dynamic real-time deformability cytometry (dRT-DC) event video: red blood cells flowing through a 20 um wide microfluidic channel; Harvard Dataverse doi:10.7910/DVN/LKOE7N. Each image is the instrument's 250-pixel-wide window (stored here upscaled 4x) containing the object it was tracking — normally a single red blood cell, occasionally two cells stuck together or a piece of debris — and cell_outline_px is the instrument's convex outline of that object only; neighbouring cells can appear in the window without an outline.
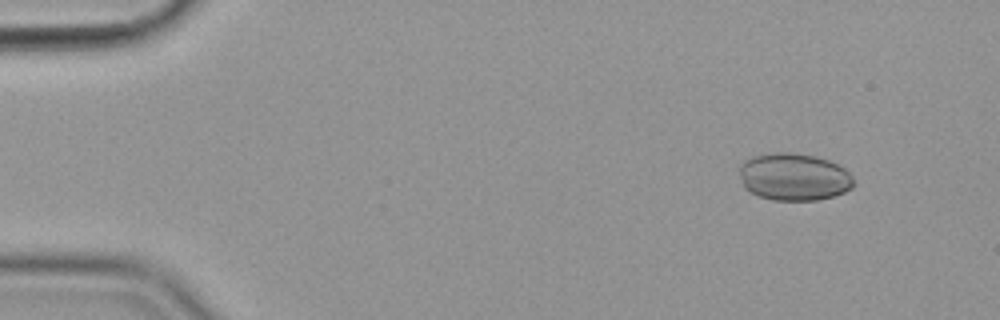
{"species": "common noctule bat (a hibernating species)", "species_latin": "Nyctalus noctula", "temperature_condition": "cold", "stored_images_in_passage": 55, "camera_frame_rate_fps": 3000, "um_per_image_px": 0.085, "animal": {"sex": "female", "body_mass_g": 19.9}, "frame": {"image": 1, "passage_image": 5, "time_ms": 1.333, "image_size_px": [1000, 320], "cell_outline_px": [[852, 188], [844, 192], [832, 196], [816, 200], [772, 200], [760, 196], [744, 188], [740, 176], [740, 164], [744, 160], [752, 156], [776, 152], [792, 152], [816, 156], [840, 164], [852, 176]], "centroid_in_image_um": [67.47, 15.02], "position_along_channel_um": 17.5, "area_um2": 31.62}}
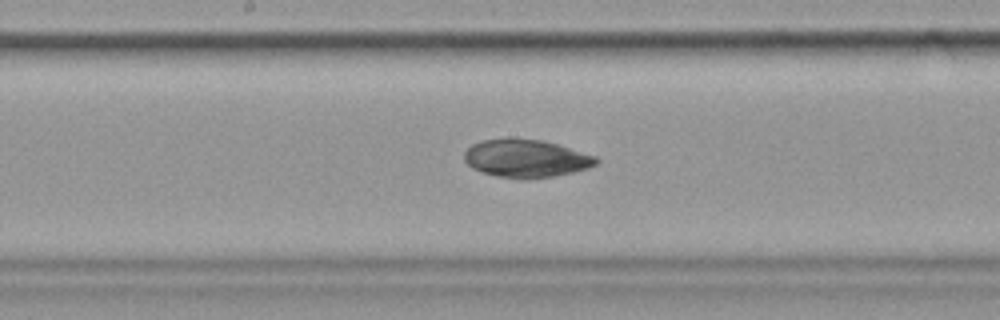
{"frame": {"image": 2, "passage_image": 29, "time_ms": 9.333, "image_size_px": [1000, 320], "cell_outline_px": [[600, 160], [596, 164], [588, 168], [572, 172], [552, 176], [528, 180], [520, 180], [496, 176], [472, 168], [464, 160], [464, 152], [472, 144], [480, 140], [508, 136], [512, 136], [540, 140], [556, 144], [596, 156]], "centroid_in_image_um": [44.67, 13.45], "position_along_channel_um": 203.5, "area_um2": 29.65}}
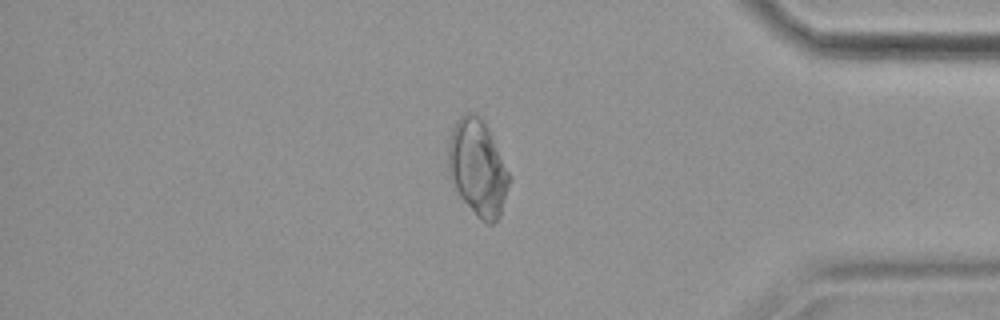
{"frame": {"image": 3, "passage_image": 47, "time_ms": 15.333, "image_size_px": [1000, 320], "cell_outline_px": [[512, 180], [500, 216], [492, 224], [488, 224], [480, 220], [476, 216], [460, 196], [448, 176], [448, 136], [456, 120], [464, 112], [476, 112], [484, 120], [512, 176]], "centroid_in_image_um": [40.61, 14.24], "position_along_channel_um": 394.6, "area_um2": 34.97}}